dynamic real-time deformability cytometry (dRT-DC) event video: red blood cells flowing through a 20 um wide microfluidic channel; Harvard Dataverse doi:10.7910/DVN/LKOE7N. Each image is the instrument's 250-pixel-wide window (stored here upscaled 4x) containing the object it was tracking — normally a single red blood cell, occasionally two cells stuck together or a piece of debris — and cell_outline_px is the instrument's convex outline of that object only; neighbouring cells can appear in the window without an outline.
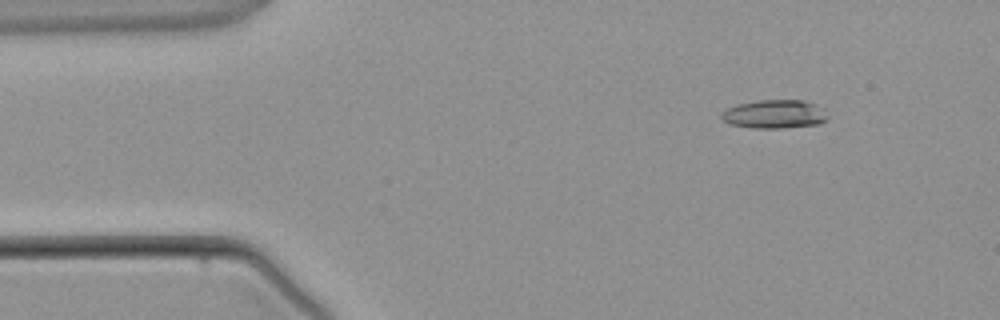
{"species": "common noctule bat (a hibernating species)", "species_latin": "Nyctalus noctula", "temperature_condition": "warm", "stored_images_in_passage": 3, "camera_frame_rate_fps": 3000, "um_per_image_px": 0.085, "animal": {"sex": "male", "body_mass_g": 21.5, "forearm_length_mm": 52.0}, "frame": {"image": 1, "passage_image": 3, "time_ms": 2.333, "image_size_px": [1000, 320], "cell_outline_px": [[828, 120], [820, 124], [784, 128], [752, 128], [732, 124], [724, 120], [720, 116], [728, 108], [736, 104], [760, 100], [804, 100], [816, 104], [824, 108], [828, 116]], "centroid_in_image_um": [65.91, 9.7], "position_along_channel_um": 19.1, "area_um2": 17.8}}